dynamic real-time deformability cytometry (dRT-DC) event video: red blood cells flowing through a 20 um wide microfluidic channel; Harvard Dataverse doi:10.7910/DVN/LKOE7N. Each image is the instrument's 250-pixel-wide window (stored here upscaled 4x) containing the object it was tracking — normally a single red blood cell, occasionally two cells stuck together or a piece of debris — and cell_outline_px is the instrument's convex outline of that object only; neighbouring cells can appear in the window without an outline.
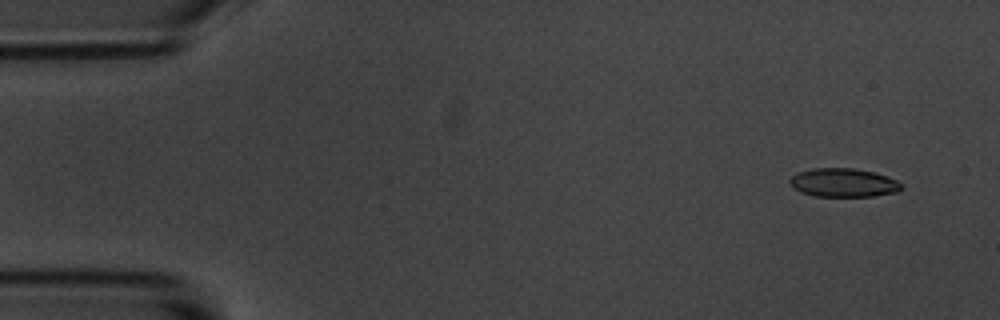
{"species": "common noctule bat (a hibernating species)", "species_latin": "Nyctalus noctula", "temperature_condition": "room temperature", "stored_images_in_passage": 5, "camera_frame_rate_fps": 3000, "um_per_image_px": 0.085, "animal": {"sex": "male", "body_mass_g": 20.1, "forearm_length_mm": 53.5}, "frame": {"image": 1, "passage_image": 1, "time_ms": 0.0, "image_size_px": [1000, 320], "cell_outline_px": [[904, 188], [896, 192], [872, 196], [816, 196], [800, 192], [792, 188], [788, 184], [788, 180], [796, 172], [812, 168], [852, 168], [872, 172], [888, 176], [904, 184]], "centroid_in_image_um": [71.66, 15.52], "position_along_channel_um": 13.3, "area_um2": 18.84}}
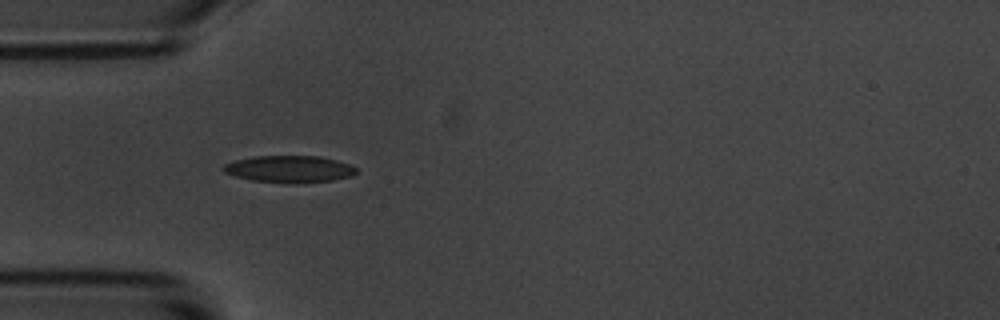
{"frame": {"image": 2, "passage_image": 4, "time_ms": 4.333, "image_size_px": [1000, 320], "cell_outline_px": [[356, 172], [352, 176], [332, 180], [252, 180], [236, 176], [224, 172], [220, 168], [224, 164], [236, 160], [252, 156], [320, 156], [336, 160], [348, 164], [356, 168]], "centroid_in_image_um": [24.55, 14.31], "position_along_channel_um": 60.4, "area_um2": 19.71}}